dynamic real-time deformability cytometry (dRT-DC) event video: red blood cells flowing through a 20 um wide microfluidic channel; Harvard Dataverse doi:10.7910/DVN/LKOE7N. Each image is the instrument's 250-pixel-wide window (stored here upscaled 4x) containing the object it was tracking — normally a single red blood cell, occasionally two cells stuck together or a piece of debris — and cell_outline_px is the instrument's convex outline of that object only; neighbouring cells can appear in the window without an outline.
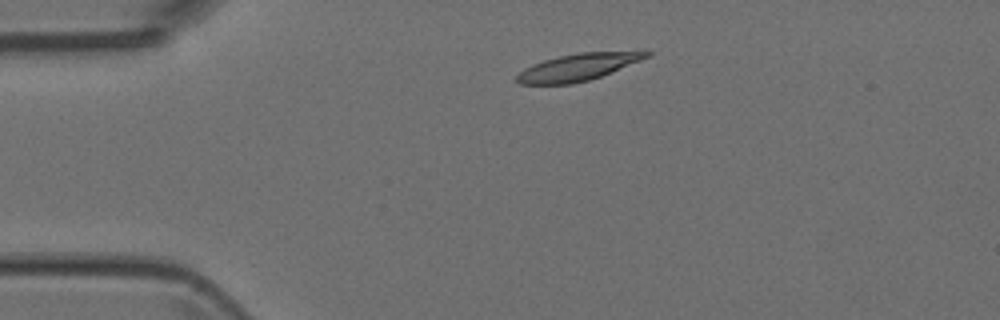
{"species": "Egyptian fruit bat (a non-hibernating species)", "species_latin": "Rousettus aegyptiacus", "temperature_condition": "room temperature", "stored_images_in_passage": 3, "camera_frame_rate_fps": 3000, "um_per_image_px": 0.085, "animal": {"sex": "female"}, "frame": {"image": 1, "passage_image": 2, "time_ms": 1.333, "image_size_px": [1000, 320], "cell_outline_px": [[652, 56], [600, 76], [588, 80], [572, 84], [520, 84], [516, 80], [516, 76], [524, 68], [532, 64], [544, 60], [560, 56], [580, 52], [648, 48], [652, 52]], "centroid_in_image_um": [49.29, 5.65], "position_along_channel_um": 35.7, "area_um2": 21.1}}